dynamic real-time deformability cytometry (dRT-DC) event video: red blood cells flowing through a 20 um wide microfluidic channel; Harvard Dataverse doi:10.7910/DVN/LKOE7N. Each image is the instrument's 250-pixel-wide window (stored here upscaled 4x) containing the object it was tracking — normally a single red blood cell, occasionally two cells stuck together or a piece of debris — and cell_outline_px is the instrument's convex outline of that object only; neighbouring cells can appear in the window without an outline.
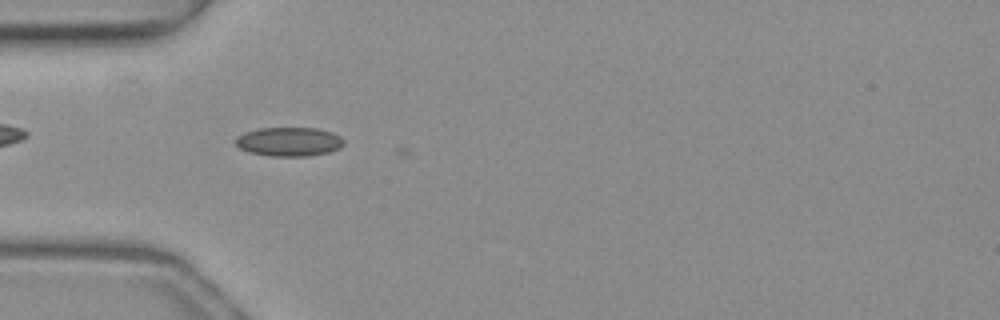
{"species": "common noctule bat (a hibernating species)", "species_latin": "Nyctalus noctula", "temperature_condition": "warm", "stored_images_in_passage": 5, "camera_frame_rate_fps": 3000, "um_per_image_px": 0.085, "animal": {"sex": "female", "body_mass_g": 19.3, "forearm_length_mm": 54.1}, "frame": {"image": 1, "passage_image": 4, "time_ms": 1.0, "image_size_px": [1000, 320], "cell_outline_px": [[344, 144], [340, 148], [328, 152], [308, 156], [268, 156], [248, 152], [240, 148], [236, 144], [236, 136], [244, 132], [256, 128], [316, 128], [332, 132], [340, 136], [344, 140]], "centroid_in_image_um": [24.55, 12.04], "position_along_channel_um": 60.4, "area_um2": 18.44}}